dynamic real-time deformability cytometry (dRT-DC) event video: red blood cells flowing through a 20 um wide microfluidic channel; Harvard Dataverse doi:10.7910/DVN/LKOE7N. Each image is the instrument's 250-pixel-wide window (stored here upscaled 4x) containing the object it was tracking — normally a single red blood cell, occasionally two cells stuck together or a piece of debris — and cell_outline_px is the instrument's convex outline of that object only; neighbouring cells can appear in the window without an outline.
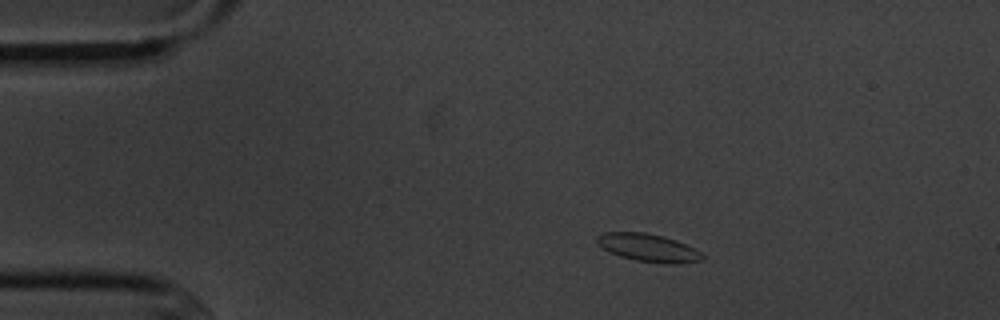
{"species": "common noctule bat (a hibernating species)", "species_latin": "Nyctalus noctula", "temperature_condition": "cold", "stored_images_in_passage": 4, "camera_frame_rate_fps": 3000, "um_per_image_px": 0.085, "animal": {"sex": "male", "body_mass_g": 20.1, "forearm_length_mm": 53.5}, "frame": {"image": 1, "passage_image": 1, "time_ms": 0.0, "image_size_px": [1000, 320], "cell_outline_px": [[704, 260], [672, 264], [668, 264], [636, 260], [620, 256], [596, 244], [596, 236], [604, 232], [648, 232], [664, 236], [676, 240], [700, 252], [704, 256]], "centroid_in_image_um": [55.09, 21.04], "position_along_channel_um": 29.9, "area_um2": 16.99}}
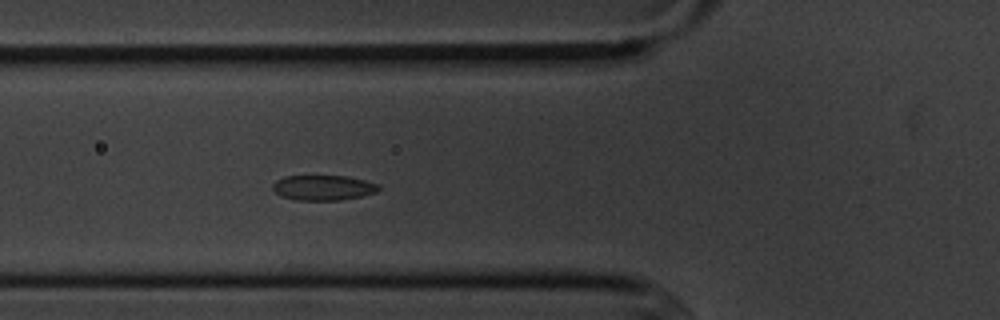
{"frame": {"image": 2, "passage_image": 4, "time_ms": 3.333, "image_size_px": [1000, 320], "cell_outline_px": [[380, 188], [376, 192], [360, 196], [340, 200], [296, 200], [280, 196], [272, 188], [272, 184], [276, 180], [284, 176], [348, 176], [380, 184]], "centroid_in_image_um": [27.46, 15.95], "position_along_channel_um": 98.3, "area_um2": 15.55}}